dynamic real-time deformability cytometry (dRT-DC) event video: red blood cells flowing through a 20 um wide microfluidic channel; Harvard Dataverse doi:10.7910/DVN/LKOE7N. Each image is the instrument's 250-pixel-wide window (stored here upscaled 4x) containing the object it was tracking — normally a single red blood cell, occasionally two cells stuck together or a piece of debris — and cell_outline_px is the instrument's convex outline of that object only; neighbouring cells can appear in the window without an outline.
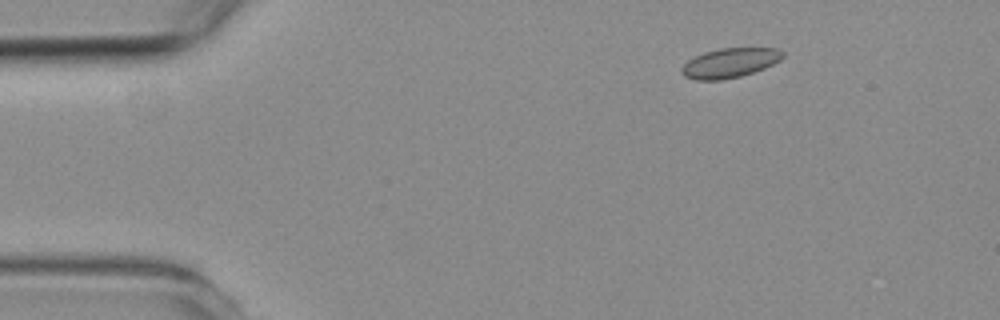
{"species": "common noctule bat (a hibernating species)", "species_latin": "Nyctalus noctula", "temperature_condition": "room temperature", "stored_images_in_passage": 5, "camera_frame_rate_fps": 3000, "um_per_image_px": 0.085, "animal": {"sex": "female", "body_mass_g": 19.3, "forearm_length_mm": 54.1}, "frame": {"image": 1, "passage_image": 2, "time_ms": 1.0, "image_size_px": [1000, 320], "cell_outline_px": [[784, 56], [780, 60], [764, 68], [740, 76], [720, 80], [696, 80], [684, 76], [680, 72], [680, 68], [688, 60], [704, 52], [720, 48], [776, 48], [784, 52]], "centroid_in_image_um": [62.01, 5.34], "position_along_channel_um": 23.0, "area_um2": 17.34}}